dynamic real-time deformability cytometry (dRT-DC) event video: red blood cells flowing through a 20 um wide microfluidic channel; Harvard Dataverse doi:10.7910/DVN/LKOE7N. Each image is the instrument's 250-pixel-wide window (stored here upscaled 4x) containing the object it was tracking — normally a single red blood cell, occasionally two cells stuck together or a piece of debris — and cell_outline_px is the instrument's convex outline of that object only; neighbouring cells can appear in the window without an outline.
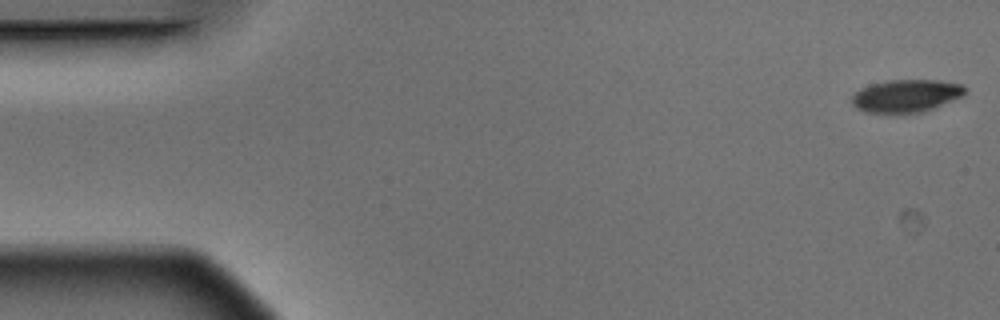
{"species": "Egyptian fruit bat (a non-hibernating species)", "species_latin": "Rousettus aegyptiacus", "temperature_condition": "warm", "stored_images_in_passage": 5, "camera_frame_rate_fps": 3000, "um_per_image_px": 0.085, "animal": {"sex": "male"}, "frame": {"image": 1, "passage_image": 1, "time_ms": 0.0, "image_size_px": [1000, 320], "cell_outline_px": [[968, 88], [964, 96], [932, 108], [920, 112], [864, 112], [856, 108], [852, 104], [852, 96], [860, 88], [872, 84], [888, 80], [940, 80], [964, 84]], "centroid_in_image_um": [77.06, 8.12], "position_along_channel_um": 7.9, "area_um2": 21.5}}
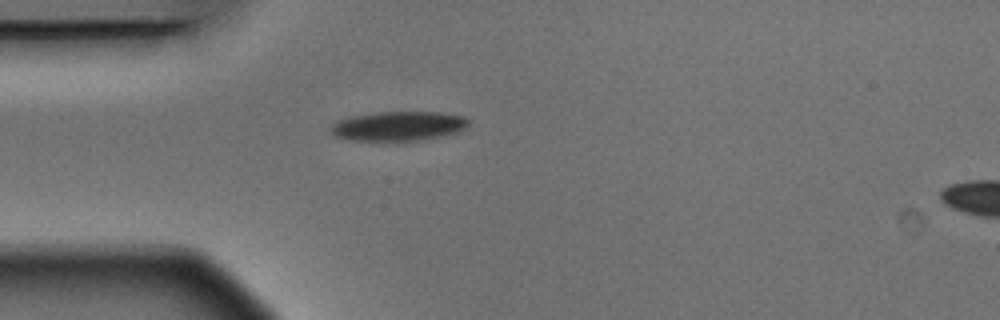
{"frame": {"image": 2, "passage_image": 5, "time_ms": 1.333, "image_size_px": [1000, 320], "cell_outline_px": [[468, 124], [460, 132], [440, 136], [416, 140], [352, 140], [336, 136], [328, 132], [328, 128], [332, 124], [340, 120], [352, 116], [376, 112], [436, 112], [464, 116], [468, 120]], "centroid_in_image_um": [33.84, 10.71], "position_along_channel_um": 51.2, "area_um2": 23.41}}